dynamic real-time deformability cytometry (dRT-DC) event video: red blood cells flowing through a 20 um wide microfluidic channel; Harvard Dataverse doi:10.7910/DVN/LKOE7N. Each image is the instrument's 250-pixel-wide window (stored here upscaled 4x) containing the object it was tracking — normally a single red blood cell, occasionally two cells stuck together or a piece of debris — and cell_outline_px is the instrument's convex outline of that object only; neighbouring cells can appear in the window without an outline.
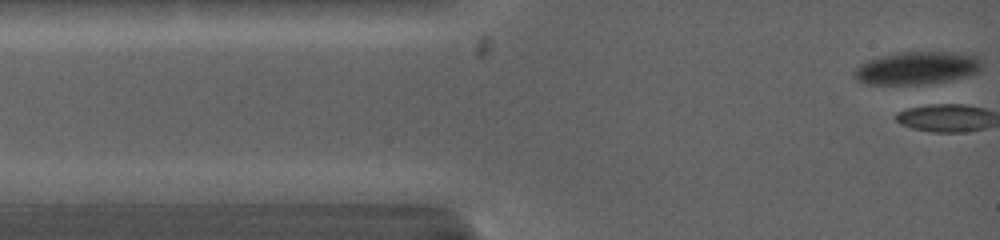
{"species": "common noctule bat (a hibernating species)", "species_latin": "Nyctalus noctula", "temperature_condition": "warm", "stored_images_in_passage": 3, "camera_frame_rate_fps": 5000, "um_per_image_px": 0.085, "animal": {"sex": "female", "body_mass_g": 19.0, "forearm_length_mm": 53.3}, "frame": {"image": 1, "passage_image": 1, "time_ms": 0.0, "image_size_px": [1000, 240], "cell_outline_px": [[980, 72], [968, 76], [928, 84], [864, 84], [856, 80], [852, 76], [856, 68], [860, 64], [868, 60], [880, 56], [896, 52], [948, 52], [980, 56]], "centroid_in_image_um": [77.92, 5.78], "position_along_channel_um": 7.1, "area_um2": 24.51}}